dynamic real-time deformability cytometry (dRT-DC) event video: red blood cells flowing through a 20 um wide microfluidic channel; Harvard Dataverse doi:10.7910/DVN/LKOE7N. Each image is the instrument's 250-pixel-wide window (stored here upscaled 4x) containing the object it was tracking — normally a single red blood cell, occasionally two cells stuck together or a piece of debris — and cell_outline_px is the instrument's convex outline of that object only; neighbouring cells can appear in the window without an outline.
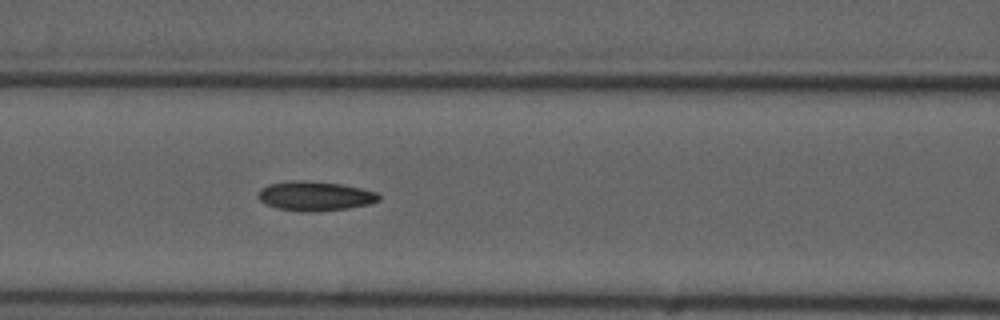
{"species": "common noctule bat (a hibernating species)", "species_latin": "Nyctalus noctula", "temperature_condition": "cold", "stored_images_in_passage": 6, "camera_frame_rate_fps": 3000, "um_per_image_px": 0.085, "animal": {"sex": "male", "forearm_length_mm": 52.5}, "frame": {"image": 1, "passage_image": 6, "time_ms": 5.667, "image_size_px": [1000, 320], "cell_outline_px": [[380, 200], [368, 204], [348, 208], [312, 212], [304, 212], [276, 208], [260, 200], [260, 188], [268, 184], [292, 180], [304, 180], [340, 184], [360, 188], [376, 192], [380, 196]], "centroid_in_image_um": [26.78, 16.66], "position_along_channel_um": 139.8, "area_um2": 20.52}}